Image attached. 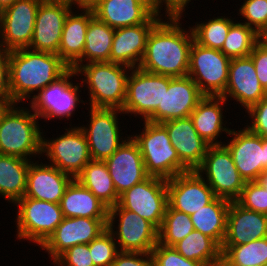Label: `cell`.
Instances as JSON below:
<instances>
[{"instance_id": "60d3db41", "label": "cell", "mask_w": 267, "mask_h": 266, "mask_svg": "<svg viewBox=\"0 0 267 266\" xmlns=\"http://www.w3.org/2000/svg\"><path fill=\"white\" fill-rule=\"evenodd\" d=\"M237 15L245 19L243 24L259 35L267 28V0H244Z\"/></svg>"}, {"instance_id": "8992f818", "label": "cell", "mask_w": 267, "mask_h": 266, "mask_svg": "<svg viewBox=\"0 0 267 266\" xmlns=\"http://www.w3.org/2000/svg\"><path fill=\"white\" fill-rule=\"evenodd\" d=\"M14 206L16 212V238L26 240L41 246L55 231L64 219L59 204L47 202L30 197L17 200Z\"/></svg>"}, {"instance_id": "d4e9b609", "label": "cell", "mask_w": 267, "mask_h": 266, "mask_svg": "<svg viewBox=\"0 0 267 266\" xmlns=\"http://www.w3.org/2000/svg\"><path fill=\"white\" fill-rule=\"evenodd\" d=\"M167 130L180 161L191 171L196 170L206 155L208 145L194 128L190 117L161 123Z\"/></svg>"}, {"instance_id": "74e56055", "label": "cell", "mask_w": 267, "mask_h": 266, "mask_svg": "<svg viewBox=\"0 0 267 266\" xmlns=\"http://www.w3.org/2000/svg\"><path fill=\"white\" fill-rule=\"evenodd\" d=\"M260 41V35L238 20L230 27L224 45L220 50L228 58L247 57Z\"/></svg>"}, {"instance_id": "836d02e7", "label": "cell", "mask_w": 267, "mask_h": 266, "mask_svg": "<svg viewBox=\"0 0 267 266\" xmlns=\"http://www.w3.org/2000/svg\"><path fill=\"white\" fill-rule=\"evenodd\" d=\"M172 247L186 259L199 261L205 266H215L222 261L221 246L197 230H193Z\"/></svg>"}, {"instance_id": "6da1fadb", "label": "cell", "mask_w": 267, "mask_h": 266, "mask_svg": "<svg viewBox=\"0 0 267 266\" xmlns=\"http://www.w3.org/2000/svg\"><path fill=\"white\" fill-rule=\"evenodd\" d=\"M165 18V21L162 18L149 33L145 53L138 68L172 78L187 76L190 49L194 41L192 30L190 26L189 29L184 26L182 28V16Z\"/></svg>"}, {"instance_id": "d590c367", "label": "cell", "mask_w": 267, "mask_h": 266, "mask_svg": "<svg viewBox=\"0 0 267 266\" xmlns=\"http://www.w3.org/2000/svg\"><path fill=\"white\" fill-rule=\"evenodd\" d=\"M221 250L224 266L267 265V237L242 245H222Z\"/></svg>"}, {"instance_id": "44dd1931", "label": "cell", "mask_w": 267, "mask_h": 266, "mask_svg": "<svg viewBox=\"0 0 267 266\" xmlns=\"http://www.w3.org/2000/svg\"><path fill=\"white\" fill-rule=\"evenodd\" d=\"M221 96L227 101L229 98L235 100L237 104L245 108V112L267 96V92L257 78L250 56L231 59L228 83Z\"/></svg>"}, {"instance_id": "1f68e13d", "label": "cell", "mask_w": 267, "mask_h": 266, "mask_svg": "<svg viewBox=\"0 0 267 266\" xmlns=\"http://www.w3.org/2000/svg\"><path fill=\"white\" fill-rule=\"evenodd\" d=\"M230 201L216 197L211 203L190 215L194 230L214 239L222 246L227 231Z\"/></svg>"}, {"instance_id": "2e32d148", "label": "cell", "mask_w": 267, "mask_h": 266, "mask_svg": "<svg viewBox=\"0 0 267 266\" xmlns=\"http://www.w3.org/2000/svg\"><path fill=\"white\" fill-rule=\"evenodd\" d=\"M42 0H17L0 14V49L28 48L34 33L37 9Z\"/></svg>"}, {"instance_id": "484cf974", "label": "cell", "mask_w": 267, "mask_h": 266, "mask_svg": "<svg viewBox=\"0 0 267 266\" xmlns=\"http://www.w3.org/2000/svg\"><path fill=\"white\" fill-rule=\"evenodd\" d=\"M267 237V214L248 210L231 201L222 245H242Z\"/></svg>"}, {"instance_id": "7402d4cb", "label": "cell", "mask_w": 267, "mask_h": 266, "mask_svg": "<svg viewBox=\"0 0 267 266\" xmlns=\"http://www.w3.org/2000/svg\"><path fill=\"white\" fill-rule=\"evenodd\" d=\"M162 15L155 13L146 23L115 29L109 62L137 68L145 53L148 35Z\"/></svg>"}, {"instance_id": "f5cc1de1", "label": "cell", "mask_w": 267, "mask_h": 266, "mask_svg": "<svg viewBox=\"0 0 267 266\" xmlns=\"http://www.w3.org/2000/svg\"><path fill=\"white\" fill-rule=\"evenodd\" d=\"M43 2L66 3L77 8V0H42ZM76 5V6H75Z\"/></svg>"}, {"instance_id": "9c48e42d", "label": "cell", "mask_w": 267, "mask_h": 266, "mask_svg": "<svg viewBox=\"0 0 267 266\" xmlns=\"http://www.w3.org/2000/svg\"><path fill=\"white\" fill-rule=\"evenodd\" d=\"M71 126L56 138L42 134L41 156H47L49 164L75 179L92 159L85 133L79 125Z\"/></svg>"}, {"instance_id": "f35d334b", "label": "cell", "mask_w": 267, "mask_h": 266, "mask_svg": "<svg viewBox=\"0 0 267 266\" xmlns=\"http://www.w3.org/2000/svg\"><path fill=\"white\" fill-rule=\"evenodd\" d=\"M194 230L190 215L167 206L162 225L158 230V242L173 246Z\"/></svg>"}, {"instance_id": "7dc6e473", "label": "cell", "mask_w": 267, "mask_h": 266, "mask_svg": "<svg viewBox=\"0 0 267 266\" xmlns=\"http://www.w3.org/2000/svg\"><path fill=\"white\" fill-rule=\"evenodd\" d=\"M112 266H153L151 253L119 251Z\"/></svg>"}, {"instance_id": "9f6ffc18", "label": "cell", "mask_w": 267, "mask_h": 266, "mask_svg": "<svg viewBox=\"0 0 267 266\" xmlns=\"http://www.w3.org/2000/svg\"><path fill=\"white\" fill-rule=\"evenodd\" d=\"M259 181L262 183V185L267 189V170H265L260 178H259Z\"/></svg>"}, {"instance_id": "ba28073f", "label": "cell", "mask_w": 267, "mask_h": 266, "mask_svg": "<svg viewBox=\"0 0 267 266\" xmlns=\"http://www.w3.org/2000/svg\"><path fill=\"white\" fill-rule=\"evenodd\" d=\"M78 77L74 69L70 68L58 80L39 91L30 100V109L41 119L48 121L55 118L64 120L76 111L77 105L86 103L81 99V83H73L72 78ZM71 79V81H70Z\"/></svg>"}, {"instance_id": "3957f363", "label": "cell", "mask_w": 267, "mask_h": 266, "mask_svg": "<svg viewBox=\"0 0 267 266\" xmlns=\"http://www.w3.org/2000/svg\"><path fill=\"white\" fill-rule=\"evenodd\" d=\"M38 120L41 119L26 106L8 105L0 115V154L31 161L37 156L40 159L45 132L40 129Z\"/></svg>"}, {"instance_id": "ac0fdd59", "label": "cell", "mask_w": 267, "mask_h": 266, "mask_svg": "<svg viewBox=\"0 0 267 266\" xmlns=\"http://www.w3.org/2000/svg\"><path fill=\"white\" fill-rule=\"evenodd\" d=\"M108 218L72 217L64 219L40 246L53 262L66 250L79 244H89L107 228Z\"/></svg>"}, {"instance_id": "db71d44e", "label": "cell", "mask_w": 267, "mask_h": 266, "mask_svg": "<svg viewBox=\"0 0 267 266\" xmlns=\"http://www.w3.org/2000/svg\"><path fill=\"white\" fill-rule=\"evenodd\" d=\"M11 104V99H0V115Z\"/></svg>"}, {"instance_id": "7c38bea8", "label": "cell", "mask_w": 267, "mask_h": 266, "mask_svg": "<svg viewBox=\"0 0 267 266\" xmlns=\"http://www.w3.org/2000/svg\"><path fill=\"white\" fill-rule=\"evenodd\" d=\"M87 125H80L86 135L89 153L92 160L105 161L108 159L129 137L123 135L118 114H124L122 110L115 108L90 107ZM120 125V126H118ZM86 126V127H85ZM121 134V135H120Z\"/></svg>"}, {"instance_id": "bcb514c9", "label": "cell", "mask_w": 267, "mask_h": 266, "mask_svg": "<svg viewBox=\"0 0 267 266\" xmlns=\"http://www.w3.org/2000/svg\"><path fill=\"white\" fill-rule=\"evenodd\" d=\"M249 56L252 58L257 78L267 92V46L259 41Z\"/></svg>"}, {"instance_id": "7bdbcfd3", "label": "cell", "mask_w": 267, "mask_h": 266, "mask_svg": "<svg viewBox=\"0 0 267 266\" xmlns=\"http://www.w3.org/2000/svg\"><path fill=\"white\" fill-rule=\"evenodd\" d=\"M153 266H205L199 261L186 259L172 246L157 243L151 251Z\"/></svg>"}, {"instance_id": "30bf717a", "label": "cell", "mask_w": 267, "mask_h": 266, "mask_svg": "<svg viewBox=\"0 0 267 266\" xmlns=\"http://www.w3.org/2000/svg\"><path fill=\"white\" fill-rule=\"evenodd\" d=\"M210 186L216 197L236 201L245 181L225 145L209 146L202 164L195 170Z\"/></svg>"}, {"instance_id": "5bb4252c", "label": "cell", "mask_w": 267, "mask_h": 266, "mask_svg": "<svg viewBox=\"0 0 267 266\" xmlns=\"http://www.w3.org/2000/svg\"><path fill=\"white\" fill-rule=\"evenodd\" d=\"M163 98L164 75L131 68L122 116L133 114L135 118L141 117L140 120L146 121L157 108H163Z\"/></svg>"}, {"instance_id": "8fae6325", "label": "cell", "mask_w": 267, "mask_h": 266, "mask_svg": "<svg viewBox=\"0 0 267 266\" xmlns=\"http://www.w3.org/2000/svg\"><path fill=\"white\" fill-rule=\"evenodd\" d=\"M230 61L220 50L207 48L193 41L188 76L204 95L221 96L228 83Z\"/></svg>"}, {"instance_id": "7a4b0ae2", "label": "cell", "mask_w": 267, "mask_h": 266, "mask_svg": "<svg viewBox=\"0 0 267 266\" xmlns=\"http://www.w3.org/2000/svg\"><path fill=\"white\" fill-rule=\"evenodd\" d=\"M70 67L54 53L22 48L9 51L11 104L24 103L62 77Z\"/></svg>"}, {"instance_id": "603a6c76", "label": "cell", "mask_w": 267, "mask_h": 266, "mask_svg": "<svg viewBox=\"0 0 267 266\" xmlns=\"http://www.w3.org/2000/svg\"><path fill=\"white\" fill-rule=\"evenodd\" d=\"M104 162L118 195L149 176L139 146L131 136Z\"/></svg>"}, {"instance_id": "e575fe53", "label": "cell", "mask_w": 267, "mask_h": 266, "mask_svg": "<svg viewBox=\"0 0 267 266\" xmlns=\"http://www.w3.org/2000/svg\"><path fill=\"white\" fill-rule=\"evenodd\" d=\"M115 29L99 20L95 15L90 19L83 51V64L109 62Z\"/></svg>"}, {"instance_id": "f1b7e54d", "label": "cell", "mask_w": 267, "mask_h": 266, "mask_svg": "<svg viewBox=\"0 0 267 266\" xmlns=\"http://www.w3.org/2000/svg\"><path fill=\"white\" fill-rule=\"evenodd\" d=\"M92 10L114 29L146 23L156 13L142 0H101Z\"/></svg>"}, {"instance_id": "e0dca14e", "label": "cell", "mask_w": 267, "mask_h": 266, "mask_svg": "<svg viewBox=\"0 0 267 266\" xmlns=\"http://www.w3.org/2000/svg\"><path fill=\"white\" fill-rule=\"evenodd\" d=\"M204 96L188 75L173 78L164 76L163 108H157L146 121L161 124L173 119L190 117Z\"/></svg>"}, {"instance_id": "83f0119b", "label": "cell", "mask_w": 267, "mask_h": 266, "mask_svg": "<svg viewBox=\"0 0 267 266\" xmlns=\"http://www.w3.org/2000/svg\"><path fill=\"white\" fill-rule=\"evenodd\" d=\"M75 9L78 10L77 13L71 10L65 19L58 49V55L72 69L83 65L86 31L90 19L94 16L92 9Z\"/></svg>"}, {"instance_id": "c3c4849f", "label": "cell", "mask_w": 267, "mask_h": 266, "mask_svg": "<svg viewBox=\"0 0 267 266\" xmlns=\"http://www.w3.org/2000/svg\"><path fill=\"white\" fill-rule=\"evenodd\" d=\"M0 99H11L9 87V52L0 49Z\"/></svg>"}, {"instance_id": "4dcf8cb0", "label": "cell", "mask_w": 267, "mask_h": 266, "mask_svg": "<svg viewBox=\"0 0 267 266\" xmlns=\"http://www.w3.org/2000/svg\"><path fill=\"white\" fill-rule=\"evenodd\" d=\"M31 160L0 154V197L15 203L25 195Z\"/></svg>"}, {"instance_id": "f907efd6", "label": "cell", "mask_w": 267, "mask_h": 266, "mask_svg": "<svg viewBox=\"0 0 267 266\" xmlns=\"http://www.w3.org/2000/svg\"><path fill=\"white\" fill-rule=\"evenodd\" d=\"M101 0H77V8L92 9Z\"/></svg>"}, {"instance_id": "8d00e7d4", "label": "cell", "mask_w": 267, "mask_h": 266, "mask_svg": "<svg viewBox=\"0 0 267 266\" xmlns=\"http://www.w3.org/2000/svg\"><path fill=\"white\" fill-rule=\"evenodd\" d=\"M233 17L227 16L213 17L204 22H196L190 27L193 33L194 41L201 46L221 50L230 27L236 22Z\"/></svg>"}, {"instance_id": "4fadbf2b", "label": "cell", "mask_w": 267, "mask_h": 266, "mask_svg": "<svg viewBox=\"0 0 267 266\" xmlns=\"http://www.w3.org/2000/svg\"><path fill=\"white\" fill-rule=\"evenodd\" d=\"M160 229L168 206L167 180L148 176L119 195L117 203Z\"/></svg>"}, {"instance_id": "816d5d0a", "label": "cell", "mask_w": 267, "mask_h": 266, "mask_svg": "<svg viewBox=\"0 0 267 266\" xmlns=\"http://www.w3.org/2000/svg\"><path fill=\"white\" fill-rule=\"evenodd\" d=\"M17 0H0V14L1 12L13 5Z\"/></svg>"}, {"instance_id": "cb8c5ba5", "label": "cell", "mask_w": 267, "mask_h": 266, "mask_svg": "<svg viewBox=\"0 0 267 266\" xmlns=\"http://www.w3.org/2000/svg\"><path fill=\"white\" fill-rule=\"evenodd\" d=\"M74 178L51 164L30 162L25 197L59 204Z\"/></svg>"}, {"instance_id": "d6986e66", "label": "cell", "mask_w": 267, "mask_h": 266, "mask_svg": "<svg viewBox=\"0 0 267 266\" xmlns=\"http://www.w3.org/2000/svg\"><path fill=\"white\" fill-rule=\"evenodd\" d=\"M167 194L168 206L188 215L216 198L210 186L195 170L167 179Z\"/></svg>"}, {"instance_id": "ee69618b", "label": "cell", "mask_w": 267, "mask_h": 266, "mask_svg": "<svg viewBox=\"0 0 267 266\" xmlns=\"http://www.w3.org/2000/svg\"><path fill=\"white\" fill-rule=\"evenodd\" d=\"M52 264H56L55 266H94L88 244L72 246Z\"/></svg>"}, {"instance_id": "6f0895ef", "label": "cell", "mask_w": 267, "mask_h": 266, "mask_svg": "<svg viewBox=\"0 0 267 266\" xmlns=\"http://www.w3.org/2000/svg\"><path fill=\"white\" fill-rule=\"evenodd\" d=\"M260 41L267 46V28L260 34Z\"/></svg>"}, {"instance_id": "5b68a950", "label": "cell", "mask_w": 267, "mask_h": 266, "mask_svg": "<svg viewBox=\"0 0 267 266\" xmlns=\"http://www.w3.org/2000/svg\"><path fill=\"white\" fill-rule=\"evenodd\" d=\"M144 124V125H143ZM142 131L130 136L138 144L149 176L170 179L190 171L179 159L166 128L159 123L144 121Z\"/></svg>"}, {"instance_id": "b9f144b4", "label": "cell", "mask_w": 267, "mask_h": 266, "mask_svg": "<svg viewBox=\"0 0 267 266\" xmlns=\"http://www.w3.org/2000/svg\"><path fill=\"white\" fill-rule=\"evenodd\" d=\"M236 202L245 209L267 214V189L259 180L246 182Z\"/></svg>"}, {"instance_id": "f6af8a7d", "label": "cell", "mask_w": 267, "mask_h": 266, "mask_svg": "<svg viewBox=\"0 0 267 266\" xmlns=\"http://www.w3.org/2000/svg\"><path fill=\"white\" fill-rule=\"evenodd\" d=\"M245 113L249 115L246 117H249L251 121L245 126L259 136L267 138V96L251 106Z\"/></svg>"}, {"instance_id": "ab89813d", "label": "cell", "mask_w": 267, "mask_h": 266, "mask_svg": "<svg viewBox=\"0 0 267 266\" xmlns=\"http://www.w3.org/2000/svg\"><path fill=\"white\" fill-rule=\"evenodd\" d=\"M88 245L94 266H112L119 249L115 238L108 229Z\"/></svg>"}, {"instance_id": "11a10c76", "label": "cell", "mask_w": 267, "mask_h": 266, "mask_svg": "<svg viewBox=\"0 0 267 266\" xmlns=\"http://www.w3.org/2000/svg\"><path fill=\"white\" fill-rule=\"evenodd\" d=\"M147 3L156 13H158V0H142Z\"/></svg>"}, {"instance_id": "9a60e30c", "label": "cell", "mask_w": 267, "mask_h": 266, "mask_svg": "<svg viewBox=\"0 0 267 266\" xmlns=\"http://www.w3.org/2000/svg\"><path fill=\"white\" fill-rule=\"evenodd\" d=\"M239 129H231L228 135L233 137L227 143L224 141V145L244 181H258L267 170V138L250 131L246 126Z\"/></svg>"}, {"instance_id": "277c9868", "label": "cell", "mask_w": 267, "mask_h": 266, "mask_svg": "<svg viewBox=\"0 0 267 266\" xmlns=\"http://www.w3.org/2000/svg\"><path fill=\"white\" fill-rule=\"evenodd\" d=\"M74 70L77 76H84L81 85L88 89L90 107L122 110L130 67L113 62H90L77 65Z\"/></svg>"}, {"instance_id": "52a82bcc", "label": "cell", "mask_w": 267, "mask_h": 266, "mask_svg": "<svg viewBox=\"0 0 267 266\" xmlns=\"http://www.w3.org/2000/svg\"><path fill=\"white\" fill-rule=\"evenodd\" d=\"M106 229L119 251L151 253L158 243V229L151 222L118 204L109 209Z\"/></svg>"}, {"instance_id": "d6a6232c", "label": "cell", "mask_w": 267, "mask_h": 266, "mask_svg": "<svg viewBox=\"0 0 267 266\" xmlns=\"http://www.w3.org/2000/svg\"><path fill=\"white\" fill-rule=\"evenodd\" d=\"M75 179L89 189L109 209L118 203L119 195L104 161L91 160Z\"/></svg>"}, {"instance_id": "f546056e", "label": "cell", "mask_w": 267, "mask_h": 266, "mask_svg": "<svg viewBox=\"0 0 267 266\" xmlns=\"http://www.w3.org/2000/svg\"><path fill=\"white\" fill-rule=\"evenodd\" d=\"M59 205L67 218H108L109 214V208L76 179L67 187Z\"/></svg>"}, {"instance_id": "4316f807", "label": "cell", "mask_w": 267, "mask_h": 266, "mask_svg": "<svg viewBox=\"0 0 267 266\" xmlns=\"http://www.w3.org/2000/svg\"><path fill=\"white\" fill-rule=\"evenodd\" d=\"M226 103L222 96L205 95L190 114L197 133L210 146L224 145L218 137L223 132L226 135L231 132V128L226 126L227 121L224 123L223 107Z\"/></svg>"}, {"instance_id": "ffe728a7", "label": "cell", "mask_w": 267, "mask_h": 266, "mask_svg": "<svg viewBox=\"0 0 267 266\" xmlns=\"http://www.w3.org/2000/svg\"><path fill=\"white\" fill-rule=\"evenodd\" d=\"M66 3L41 2L36 13L29 49L58 55L65 19L73 9Z\"/></svg>"}, {"instance_id": "681fc988", "label": "cell", "mask_w": 267, "mask_h": 266, "mask_svg": "<svg viewBox=\"0 0 267 266\" xmlns=\"http://www.w3.org/2000/svg\"><path fill=\"white\" fill-rule=\"evenodd\" d=\"M191 0H158V13L165 11V16H182L185 9L189 8ZM164 5V8H163ZM187 7V8H186ZM163 8V9H162Z\"/></svg>"}]
</instances>
